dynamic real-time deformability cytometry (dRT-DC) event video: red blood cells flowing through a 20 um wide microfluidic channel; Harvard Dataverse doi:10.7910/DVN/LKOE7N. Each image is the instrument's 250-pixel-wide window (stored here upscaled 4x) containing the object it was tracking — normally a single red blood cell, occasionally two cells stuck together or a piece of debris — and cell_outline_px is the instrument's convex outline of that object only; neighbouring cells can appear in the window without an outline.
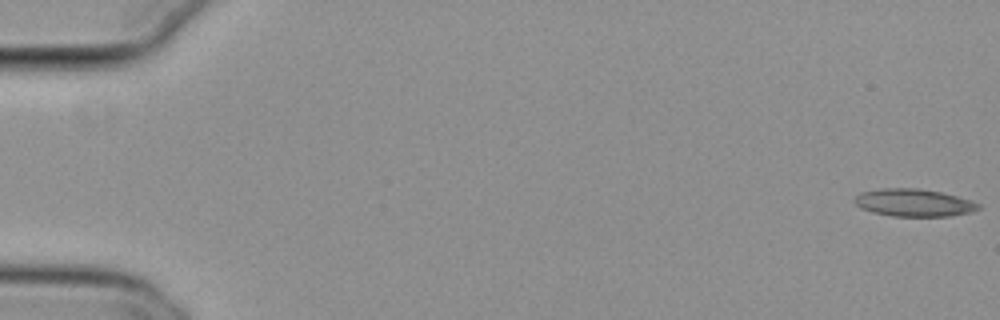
{"species": "common noctule bat (a hibernating species)", "species_latin": "Nyctalus noctula", "temperature_condition": "cold", "stored_images_in_passage": 55, "camera_frame_rate_fps": 3000, "um_per_image_px": 0.085, "animal": {"sex": "female", "body_mass_g": 29.2, "forearm_length_mm": 56.3}, "frame": {"image": 1, "passage_image": 1, "time_ms": 0.0, "image_size_px": [1000, 320], "cell_outline_px": [[980, 208], [972, 212], [948, 216], [892, 216], [872, 212], [860, 208], [852, 200], [860, 192], [884, 188], [920, 188], [940, 192], [956, 196], [980, 204]], "centroid_in_image_um": [77.63, 17.23], "position_along_channel_um": 7.4, "area_um2": 19.83}}
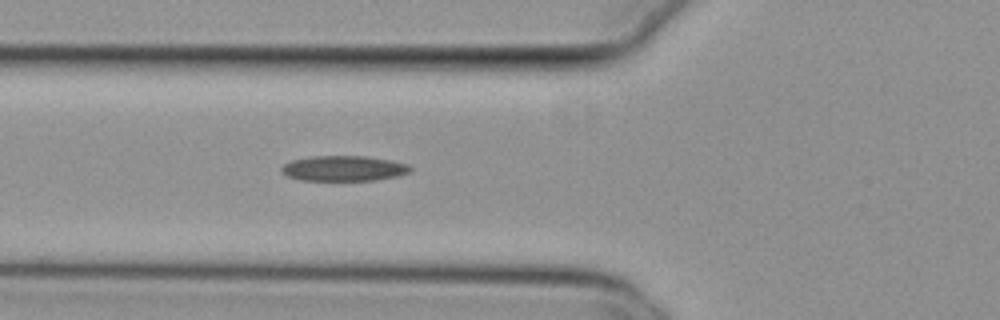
{"frame": {"image": 2, "passage_image": 21, "time_ms": 6.667, "image_size_px": [1000, 320], "cell_outline_px": [[412, 172], [396, 176], [376, 180], [300, 180], [288, 176], [280, 172], [280, 168], [284, 164], [292, 160], [308, 156], [368, 156], [408, 164], [412, 168]], "centroid_in_image_um": [29.2, 14.31], "position_along_channel_um": 96.6, "area_um2": 19.07}}
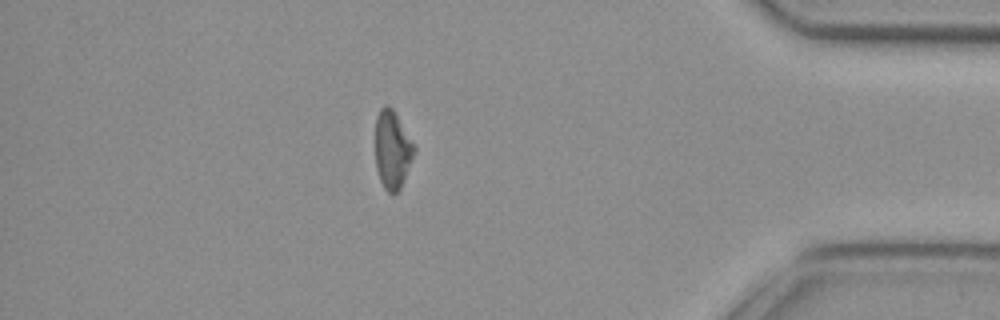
{"frame": {"image": 3, "passage_image": 48, "time_ms": 15.667, "image_size_px": [1000, 320], "cell_outline_px": [[416, 152], [400, 188], [392, 196], [384, 188], [380, 180], [376, 168], [376, 116], [380, 108], [384, 104], [388, 104], [392, 108], [416, 148]], "centroid_in_image_um": [33.35, 12.73], "position_along_channel_um": 401.9, "area_um2": 17.63}}